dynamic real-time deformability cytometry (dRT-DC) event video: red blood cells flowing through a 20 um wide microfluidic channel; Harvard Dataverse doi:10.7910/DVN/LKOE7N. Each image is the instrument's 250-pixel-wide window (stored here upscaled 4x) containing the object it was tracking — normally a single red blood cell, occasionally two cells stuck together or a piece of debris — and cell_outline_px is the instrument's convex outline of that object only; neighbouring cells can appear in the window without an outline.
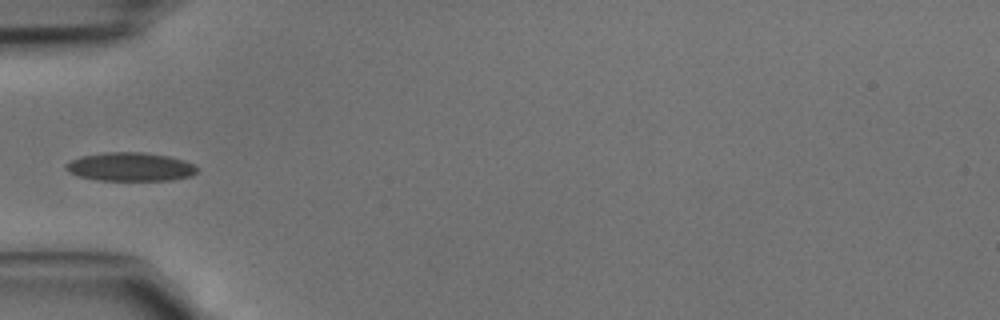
{"species": "common noctule bat (a hibernating species)", "species_latin": "Nyctalus noctula", "temperature_condition": "cold", "stored_images_in_passage": 31, "camera_frame_rate_fps": 3000, "um_per_image_px": 0.085, "animal": {"sex": "male", "body_mass_g": 15.6}, "frame": {"image": 1, "passage_image": 1, "time_ms": 0.0, "image_size_px": [1000, 320], "cell_outline_px": [[196, 172], [192, 176], [172, 180], [100, 180], [80, 176], [68, 172], [64, 168], [64, 164], [80, 156], [104, 152], [140, 152], [168, 156], [184, 160], [192, 164], [196, 168]], "centroid_in_image_um": [11.05, 14.17], "position_along_channel_um": 74.0, "area_um2": 21.79}}
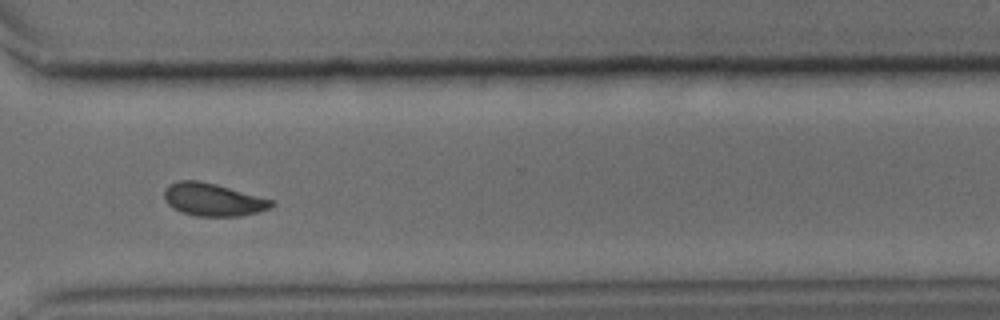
{"frame": {"image": 2, "passage_image": 20, "time_ms": 6.333, "image_size_px": [1000, 320], "cell_outline_px": [[276, 204], [268, 208], [256, 212], [240, 216], [196, 216], [172, 208], [164, 200], [164, 192], [168, 184], [180, 180], [196, 180], [216, 184], [272, 200]], "centroid_in_image_um": [18.06, 16.96], "position_along_channel_um": 352.5, "area_um2": 20.23}}
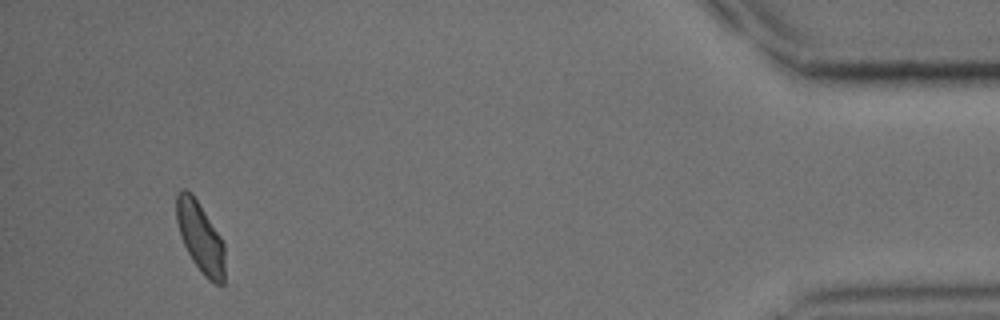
{"frame": {"image": 3, "passage_image": 29, "time_ms": 9.333, "image_size_px": [1000, 320], "cell_outline_px": [[224, 284], [216, 284], [208, 280], [204, 276], [192, 260], [180, 236], [176, 220], [176, 192], [180, 188], [184, 188], [192, 192], [220, 236], [224, 244]], "centroid_in_image_um": [17.0, 20.13], "position_along_channel_um": 418.2, "area_um2": 19.94}}